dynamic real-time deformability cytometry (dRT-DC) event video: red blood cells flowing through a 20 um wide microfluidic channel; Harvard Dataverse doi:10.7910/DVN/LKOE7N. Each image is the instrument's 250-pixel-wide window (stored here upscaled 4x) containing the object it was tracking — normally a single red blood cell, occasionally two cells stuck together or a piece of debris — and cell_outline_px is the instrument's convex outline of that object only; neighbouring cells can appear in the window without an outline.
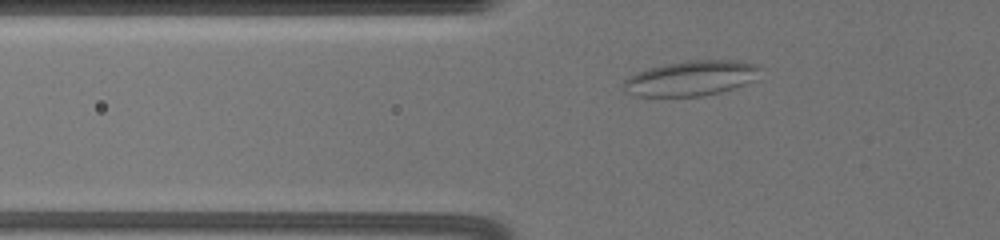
{"species": "common noctule bat (a hibernating species)", "species_latin": "Nyctalus noctula", "temperature_condition": "warm", "stored_images_in_passage": 58, "camera_frame_rate_fps": 3000, "um_per_image_px": 0.085, "animal": {"sex": "female", "body_mass_g": 19.5, "forearm_length_mm": 54.1}, "frame": {"image": 1, "passage_image": 18, "time_ms": 3.667, "image_size_px": [1000, 240], "cell_outline_px": [[760, 68], [752, 80], [732, 88], [720, 92], [704, 96], [632, 96], [624, 88], [624, 80], [628, 76], [636, 72], [648, 68], [688, 60], [740, 60], [760, 64]], "centroid_in_image_um": [58.72, 6.64], "position_along_channel_um": 67.1, "area_um2": 27.74}}
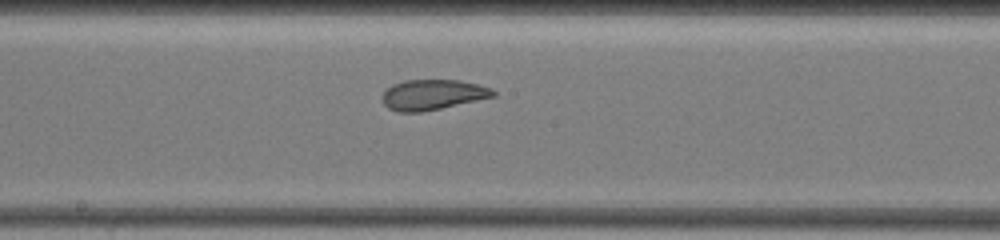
{"frame": {"image": 2, "passage_image": 36, "time_ms": 8.0, "image_size_px": [1000, 240], "cell_outline_px": [[496, 96], [440, 108], [420, 112], [396, 112], [388, 108], [384, 104], [380, 96], [392, 84], [404, 80], [460, 80], [492, 88], [496, 92]], "centroid_in_image_um": [36.75, 8.04], "position_along_channel_um": 211.5, "area_um2": 19.59}}
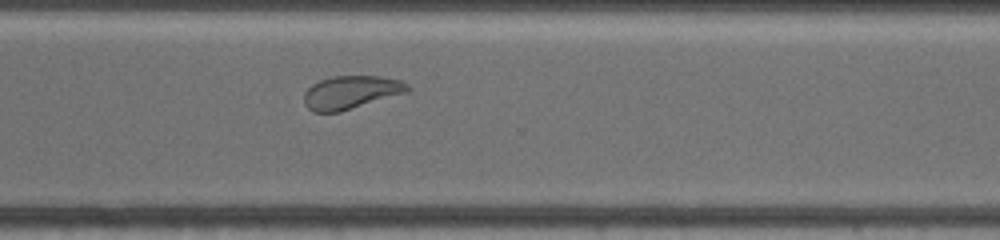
{"frame": {"image": 3, "passage_image": 57, "time_ms": 11.667, "image_size_px": [1000, 240], "cell_outline_px": [[412, 88], [408, 92], [340, 112], [312, 112], [304, 104], [304, 92], [312, 84], [320, 80], [332, 76], [380, 76], [400, 80], [408, 84]], "centroid_in_image_um": [29.83, 7.85], "position_along_channel_um": 340.8, "area_um2": 20.17}}